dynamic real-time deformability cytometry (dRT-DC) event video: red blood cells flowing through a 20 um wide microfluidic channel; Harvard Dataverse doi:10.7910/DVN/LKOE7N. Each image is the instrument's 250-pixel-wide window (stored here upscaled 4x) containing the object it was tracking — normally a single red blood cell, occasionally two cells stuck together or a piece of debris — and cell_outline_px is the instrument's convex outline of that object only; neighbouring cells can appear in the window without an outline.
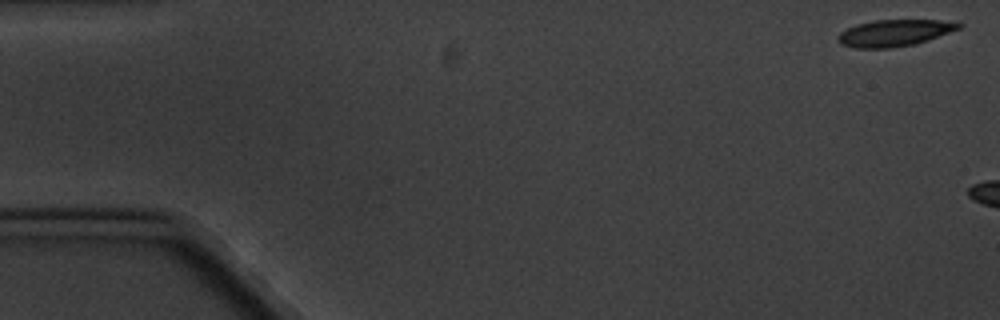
{"species": "common noctule bat (a hibernating species)", "species_latin": "Nyctalus noctula", "temperature_condition": "cold", "stored_images_in_passage": 3, "camera_frame_rate_fps": 3000, "um_per_image_px": 0.085, "animal": {"sex": "male", "body_mass_g": 20.1, "forearm_length_mm": 53.5}, "frame": {"image": 1, "passage_image": 1, "time_ms": 0.0, "image_size_px": [1000, 320], "cell_outline_px": [[964, 24], [960, 28], [928, 40], [912, 44], [888, 48], [856, 48], [840, 44], [836, 40], [836, 36], [840, 32], [856, 24], [872, 20], [940, 20]], "centroid_in_image_um": [75.96, 2.8], "position_along_channel_um": 9.0, "area_um2": 18.67}}